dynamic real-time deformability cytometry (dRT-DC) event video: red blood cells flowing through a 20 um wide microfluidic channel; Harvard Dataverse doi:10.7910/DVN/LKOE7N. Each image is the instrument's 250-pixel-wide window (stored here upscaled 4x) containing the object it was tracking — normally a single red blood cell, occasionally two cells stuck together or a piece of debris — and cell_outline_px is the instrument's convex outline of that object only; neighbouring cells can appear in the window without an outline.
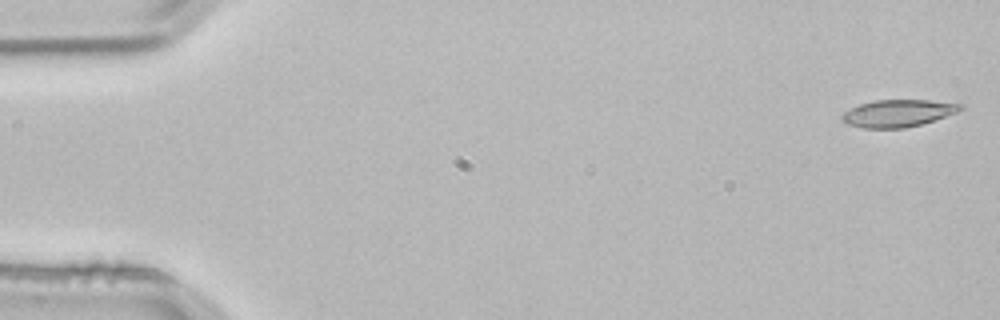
{"species": "common noctule bat (a hibernating species)", "species_latin": "Nyctalus noctula", "temperature_condition": "room temperature", "stored_images_in_passage": 4, "camera_frame_rate_fps": 3000, "um_per_image_px": 0.085, "animal": {"sex": "male", "body_mass_g": 21.5, "forearm_length_mm": 52.0}, "frame": {"image": 1, "passage_image": 1, "time_ms": 0.0, "image_size_px": [1000, 320], "cell_outline_px": [[964, 108], [956, 112], [920, 124], [904, 128], [864, 128], [848, 124], [840, 120], [840, 116], [844, 112], [860, 104], [876, 100], [928, 100], [964, 104]], "centroid_in_image_um": [76.3, 9.62], "position_along_channel_um": 8.7, "area_um2": 18.55}}
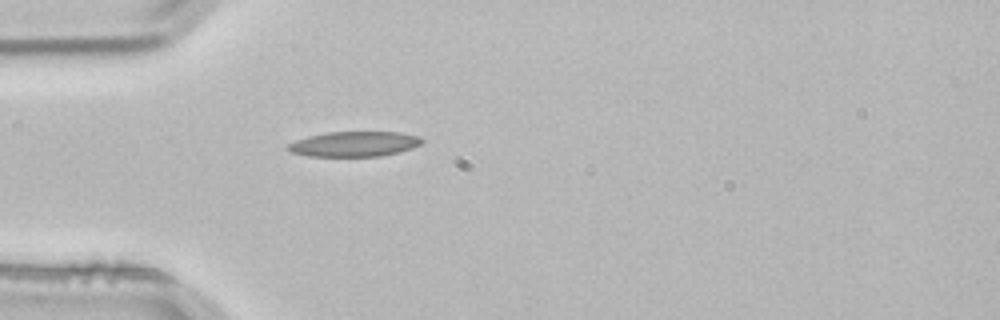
{"frame": {"image": 2, "passage_image": 4, "time_ms": 1.0, "image_size_px": [1000, 320], "cell_outline_px": [[424, 140], [420, 144], [412, 148], [400, 152], [380, 156], [308, 156], [292, 152], [284, 148], [288, 144], [296, 140], [308, 136], [328, 132], [400, 132], [420, 136]], "centroid_in_image_um": [30.12, 12.24], "position_along_channel_um": 54.9, "area_um2": 19.65}}